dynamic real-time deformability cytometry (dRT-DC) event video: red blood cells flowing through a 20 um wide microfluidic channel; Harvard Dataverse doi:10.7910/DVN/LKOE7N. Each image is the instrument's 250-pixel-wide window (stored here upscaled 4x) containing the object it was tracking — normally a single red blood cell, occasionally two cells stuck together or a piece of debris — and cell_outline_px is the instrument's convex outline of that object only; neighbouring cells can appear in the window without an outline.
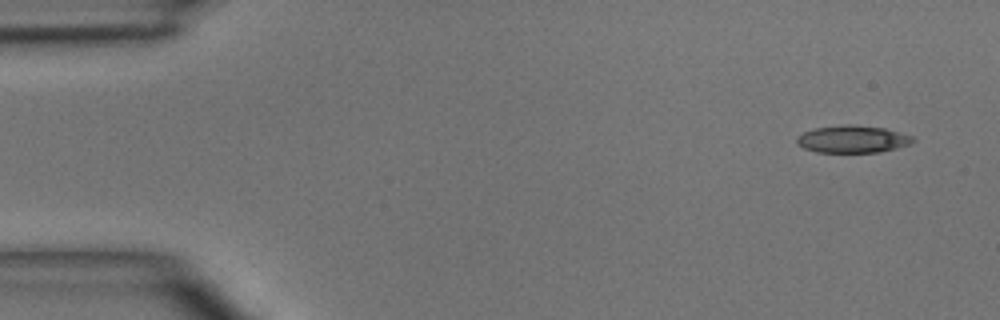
{"species": "common noctule bat (a hibernating species)", "species_latin": "Nyctalus noctula", "temperature_condition": "room temperature", "stored_images_in_passage": 3, "camera_frame_rate_fps": 3000, "um_per_image_px": 0.085, "animal": {"sex": "male", "body_mass_g": 15.6}, "frame": {"image": 1, "passage_image": 1, "time_ms": 0.0, "image_size_px": [1000, 320], "cell_outline_px": [[916, 140], [912, 144], [896, 148], [876, 152], [816, 152], [804, 148], [796, 144], [796, 136], [804, 132], [816, 128], [840, 124], [852, 124], [884, 128], [912, 136]], "centroid_in_image_um": [72.45, 11.82], "position_along_channel_um": 12.6, "area_um2": 18.55}}